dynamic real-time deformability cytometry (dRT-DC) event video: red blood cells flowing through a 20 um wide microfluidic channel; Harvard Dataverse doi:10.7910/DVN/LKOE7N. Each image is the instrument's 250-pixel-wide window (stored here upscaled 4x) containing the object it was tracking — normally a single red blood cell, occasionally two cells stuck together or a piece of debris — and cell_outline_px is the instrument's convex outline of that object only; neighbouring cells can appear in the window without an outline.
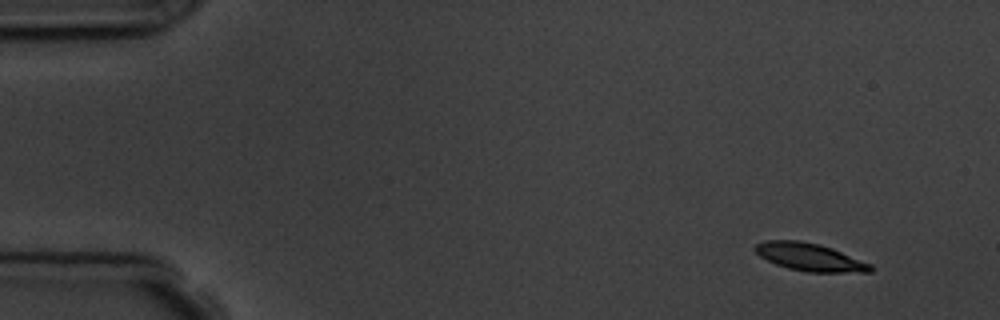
{"species": "common noctule bat (a hibernating species)", "species_latin": "Nyctalus noctula", "temperature_condition": "room temperature", "stored_images_in_passage": 4, "camera_frame_rate_fps": 3000, "um_per_image_px": 0.085, "animal": {"sex": "male", "body_mass_g": 19.5, "forearm_length_mm": 54.6}, "frame": {"image": 1, "passage_image": 1, "time_ms": 0.0, "image_size_px": [1000, 320], "cell_outline_px": [[872, 272], [808, 272], [788, 268], [776, 264], [760, 256], [752, 248], [756, 244], [764, 240], [800, 240], [820, 244], [832, 248], [872, 264]], "centroid_in_image_um": [68.82, 21.84], "position_along_channel_um": 16.2, "area_um2": 18.67}}